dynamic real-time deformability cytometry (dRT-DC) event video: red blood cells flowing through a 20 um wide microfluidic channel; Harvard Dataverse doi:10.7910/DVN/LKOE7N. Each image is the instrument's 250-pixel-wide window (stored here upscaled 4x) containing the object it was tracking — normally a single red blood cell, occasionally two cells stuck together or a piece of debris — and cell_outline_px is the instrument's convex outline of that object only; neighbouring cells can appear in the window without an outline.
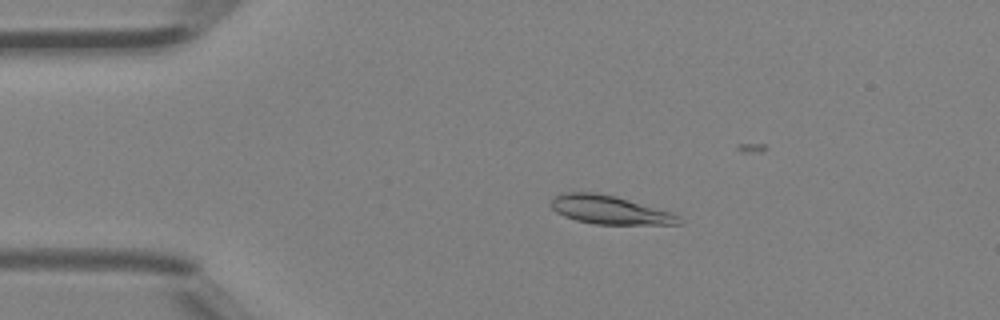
{"species": "Egyptian fruit bat (a non-hibernating species)", "species_latin": "Rousettus aegyptiacus", "temperature_condition": "room temperature", "stored_images_in_passage": 5, "camera_frame_rate_fps": 3000, "um_per_image_px": 0.085, "animal": {"sex": "female"}, "frame": {"image": 1, "passage_image": 3, "time_ms": 0.667, "image_size_px": [1000, 320], "cell_outline_px": [[684, 220], [680, 224], [596, 224], [576, 220], [564, 216], [556, 212], [548, 204], [552, 196], [560, 192], [596, 192], [616, 196], [672, 212]], "centroid_in_image_um": [51.77, 17.82], "position_along_channel_um": 33.2, "area_um2": 21.5}}